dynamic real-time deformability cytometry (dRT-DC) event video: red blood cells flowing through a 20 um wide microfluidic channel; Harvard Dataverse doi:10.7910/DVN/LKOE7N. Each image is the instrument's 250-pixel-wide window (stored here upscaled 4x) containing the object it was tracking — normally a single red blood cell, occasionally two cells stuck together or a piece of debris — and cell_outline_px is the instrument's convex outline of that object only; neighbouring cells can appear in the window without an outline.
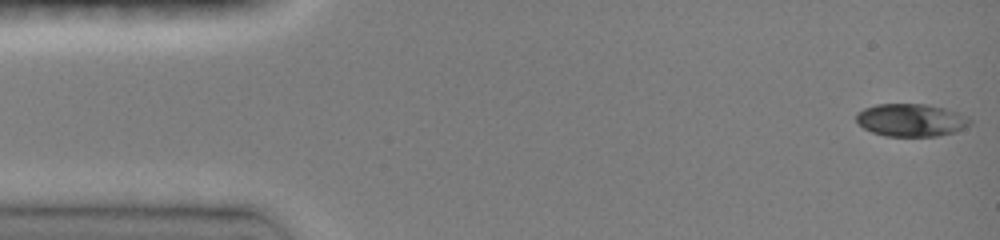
{"species": "common noctule bat (a hibernating species)", "species_latin": "Nyctalus noctula", "temperature_condition": "room temperature", "stored_images_in_passage": 32, "camera_frame_rate_fps": 3000, "um_per_image_px": 0.085, "animal": {"sex": "female", "body_mass_g": 19.0, "forearm_length_mm": 51.5}, "frame": {"image": 1, "passage_image": 1, "time_ms": 0.0, "image_size_px": [1000, 240], "cell_outline_px": [[972, 124], [956, 132], [936, 136], [884, 136], [872, 132], [864, 128], [856, 120], [856, 112], [864, 108], [876, 104], [928, 104], [960, 112], [968, 116], [972, 120]], "centroid_in_image_um": [77.48, 10.2], "position_along_channel_um": 7.5, "area_um2": 21.96}}
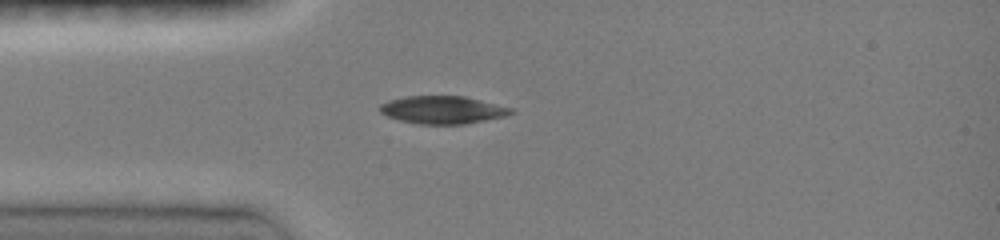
{"frame": {"image": 2, "passage_image": 12, "time_ms": 3.667, "image_size_px": [1000, 240], "cell_outline_px": [[516, 112], [504, 116], [464, 124], [416, 124], [400, 120], [388, 116], [380, 112], [380, 104], [388, 100], [404, 96], [464, 96], [512, 108]], "centroid_in_image_um": [37.6, 9.33], "position_along_channel_um": 47.4, "area_um2": 21.1}}
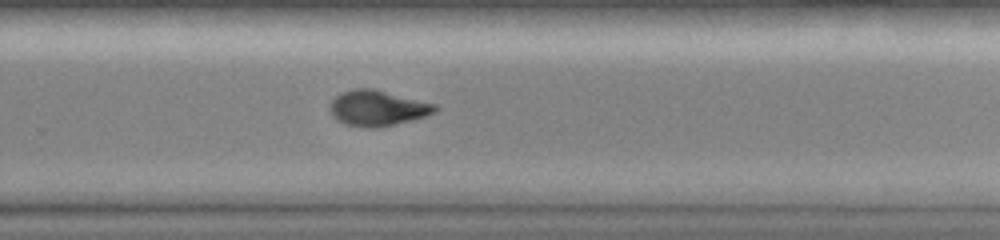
{"frame": {"image": 3, "passage_image": 31, "time_ms": 10.0, "image_size_px": [1000, 240], "cell_outline_px": [[440, 108], [436, 112], [412, 120], [396, 124], [376, 128], [364, 128], [348, 124], [336, 120], [332, 116], [328, 108], [332, 100], [340, 92], [352, 88], [372, 88], [436, 104]], "centroid_in_image_um": [32.07, 9.19], "position_along_channel_um": 297.7, "area_um2": 21.96}}